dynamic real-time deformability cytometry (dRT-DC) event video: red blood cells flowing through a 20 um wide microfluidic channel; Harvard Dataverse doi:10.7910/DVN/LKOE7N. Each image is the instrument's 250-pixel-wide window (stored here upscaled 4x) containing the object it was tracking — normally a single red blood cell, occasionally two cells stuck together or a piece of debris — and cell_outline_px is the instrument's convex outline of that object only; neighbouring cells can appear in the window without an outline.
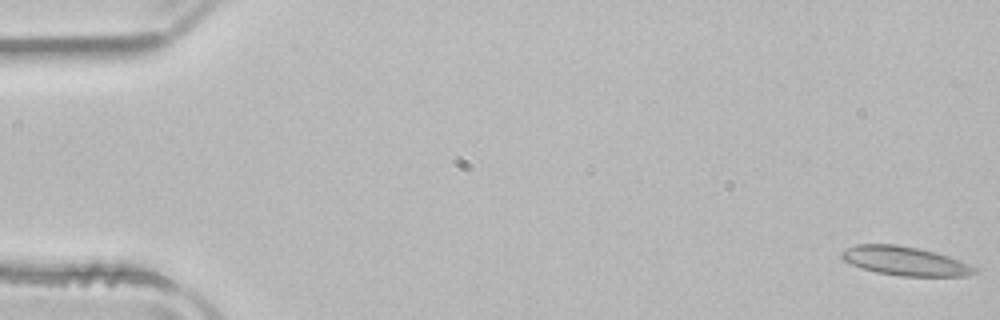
{"species": "common noctule bat (a hibernating species)", "species_latin": "Nyctalus noctula", "temperature_condition": "room temperature", "stored_images_in_passage": 16, "camera_frame_rate_fps": 3000, "um_per_image_px": 0.085, "animal": {"sex": "male", "body_mass_g": 21.5, "forearm_length_mm": 52.0}, "frame": {"image": 1, "passage_image": 1, "time_ms": 0.0, "image_size_px": [1000, 320], "cell_outline_px": [[976, 272], [964, 276], [900, 276], [876, 272], [852, 264], [844, 260], [840, 256], [840, 252], [856, 244], [896, 244], [920, 248], [936, 252], [960, 260], [976, 268]], "centroid_in_image_um": [76.92, 22.17], "position_along_channel_um": 8.1, "area_um2": 22.31}}
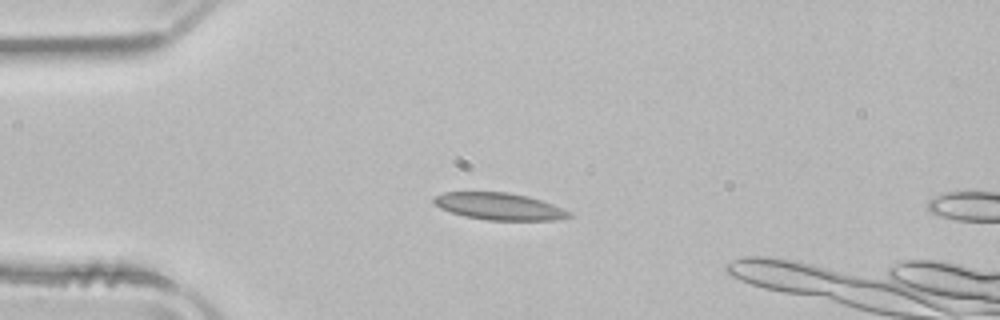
{"frame": {"image": 2, "passage_image": 13, "time_ms": 4.0, "image_size_px": [1000, 320], "cell_outline_px": [[572, 216], [556, 220], [488, 220], [464, 216], [440, 208], [432, 200], [436, 196], [444, 192], [508, 192], [528, 196], [552, 204], [568, 212]], "centroid_in_image_um": [42.41, 17.54], "position_along_channel_um": 42.6, "area_um2": 20.98}}